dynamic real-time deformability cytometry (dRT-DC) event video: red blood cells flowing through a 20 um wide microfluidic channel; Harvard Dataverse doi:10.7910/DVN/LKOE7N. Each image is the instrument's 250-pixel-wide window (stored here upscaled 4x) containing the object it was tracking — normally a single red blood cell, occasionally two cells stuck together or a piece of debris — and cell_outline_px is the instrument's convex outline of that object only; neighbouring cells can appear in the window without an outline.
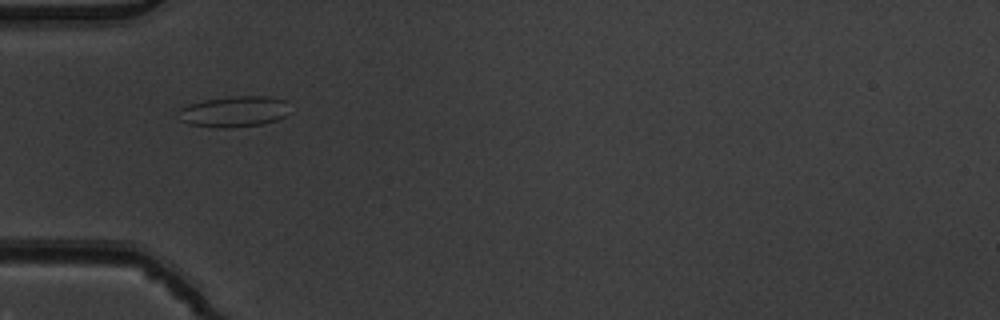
{"species": "common noctule bat (a hibernating species)", "species_latin": "Nyctalus noctula", "temperature_condition": "warm", "stored_images_in_passage": 5, "camera_frame_rate_fps": 3000, "um_per_image_px": 0.085, "animal": {"sex": "male", "body_mass_g": 19.5, "forearm_length_mm": 54.6}, "frame": {"image": 1, "passage_image": 5, "time_ms": 1.333, "image_size_px": [1000, 320], "cell_outline_px": [[292, 112], [276, 120], [260, 124], [232, 128], [216, 128], [188, 124], [180, 120], [176, 112], [180, 108], [188, 104], [204, 100], [232, 96], [268, 96], [288, 100]], "centroid_in_image_um": [19.92, 9.48], "position_along_channel_um": 65.1, "area_um2": 20.58}}